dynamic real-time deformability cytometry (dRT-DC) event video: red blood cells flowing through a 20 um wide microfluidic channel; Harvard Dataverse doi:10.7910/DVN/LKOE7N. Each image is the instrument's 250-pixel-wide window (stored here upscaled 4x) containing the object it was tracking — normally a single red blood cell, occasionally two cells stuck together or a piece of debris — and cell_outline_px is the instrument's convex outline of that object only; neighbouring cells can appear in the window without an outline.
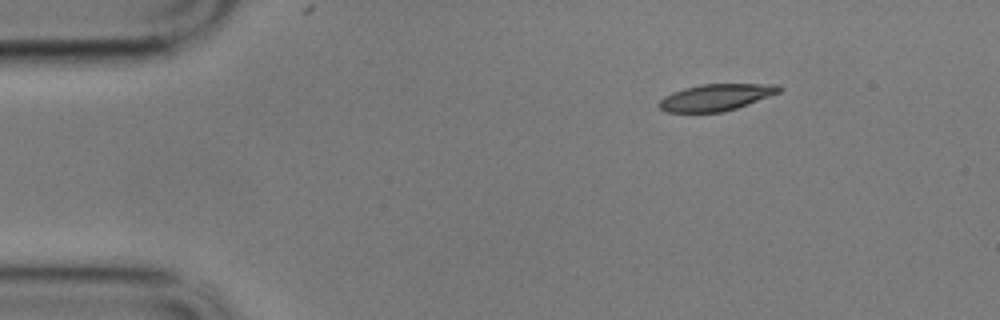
{"species": "common noctule bat (a hibernating species)", "species_latin": "Nyctalus noctula", "temperature_condition": "cold", "stored_images_in_passage": 51, "camera_frame_rate_fps": 3000, "um_per_image_px": 0.085, "animal": {"sex": "male", "body_mass_g": 17.9}, "frame": {"image": 1, "passage_image": 1, "time_ms": 0.0, "image_size_px": [1000, 320], "cell_outline_px": [[784, 88], [780, 92], [736, 108], [720, 112], [664, 112], [656, 104], [664, 96], [672, 92], [684, 88], [700, 84], [780, 84]], "centroid_in_image_um": [60.84, 8.26], "position_along_channel_um": 24.2, "area_um2": 18.67}}
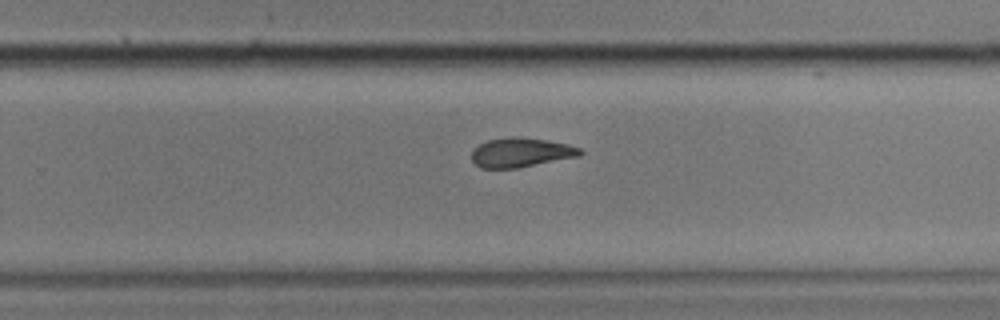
{"frame": {"image": 2, "passage_image": 30, "time_ms": 9.667, "image_size_px": [1000, 320], "cell_outline_px": [[584, 152], [580, 156], [516, 168], [480, 168], [472, 160], [472, 148], [488, 140], [512, 136], [548, 140], [568, 144], [580, 148]], "centroid_in_image_um": [44.28, 12.96], "position_along_channel_um": 285.5, "area_um2": 18.55}}
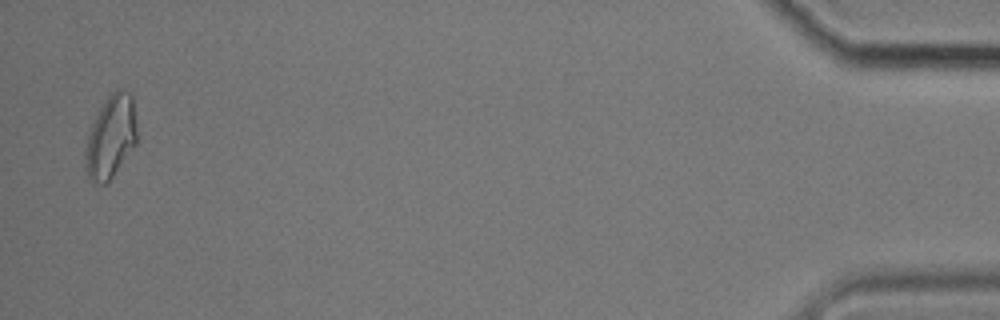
{"frame": {"image": 3, "passage_image": 50, "time_ms": 16.333, "image_size_px": [1000, 320], "cell_outline_px": [[136, 144], [108, 184], [100, 184], [88, 176], [84, 168], [84, 152], [88, 136], [92, 124], [104, 100], [116, 88], [124, 88], [132, 96], [136, 120]], "centroid_in_image_um": [9.42, 11.63], "position_along_channel_um": 425.8, "area_um2": 25.09}, "authors_computed_cell_mechanics": {"area_um2": 19.5942, "velocity_mm_per_s": 3.3932, "shape_relaxation_time_tau1_ms": 3.2706, "shape_relaxation_time_tau2_ms": 3.9836, "deformation_change_tau1": 0.1283, "deformation_change_tau2": 0.118}}